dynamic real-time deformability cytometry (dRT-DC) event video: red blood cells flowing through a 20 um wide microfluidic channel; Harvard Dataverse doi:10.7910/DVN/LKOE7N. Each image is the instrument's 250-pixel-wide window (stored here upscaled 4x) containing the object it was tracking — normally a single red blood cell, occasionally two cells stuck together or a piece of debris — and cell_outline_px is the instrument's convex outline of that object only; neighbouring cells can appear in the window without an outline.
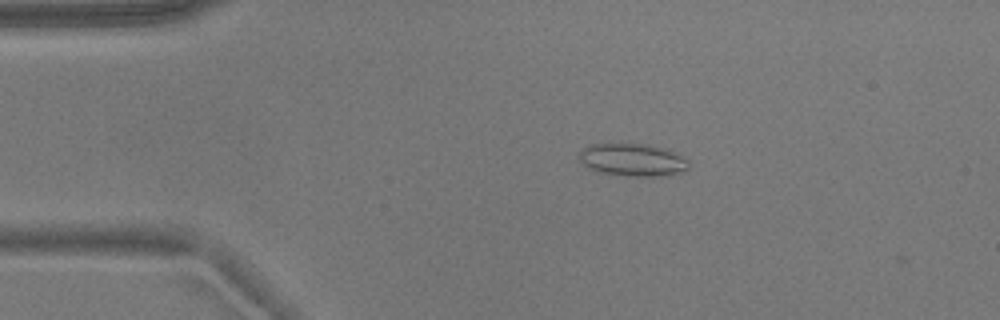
{"species": "common noctule bat (a hibernating species)", "species_latin": "Nyctalus noctula", "temperature_condition": "warm", "stored_images_in_passage": 3, "camera_frame_rate_fps": 3000, "um_per_image_px": 0.085, "animal": {"sex": "male", "body_mass_g": 17.9}, "frame": {"image": 1, "passage_image": 2, "time_ms": 0.333, "image_size_px": [1000, 320], "cell_outline_px": [[688, 168], [680, 172], [664, 176], [628, 176], [596, 172], [588, 168], [580, 160], [580, 152], [588, 144], [648, 144], [664, 148], [688, 160]], "centroid_in_image_um": [53.74, 13.59], "position_along_channel_um": 31.3, "area_um2": 20.69}}